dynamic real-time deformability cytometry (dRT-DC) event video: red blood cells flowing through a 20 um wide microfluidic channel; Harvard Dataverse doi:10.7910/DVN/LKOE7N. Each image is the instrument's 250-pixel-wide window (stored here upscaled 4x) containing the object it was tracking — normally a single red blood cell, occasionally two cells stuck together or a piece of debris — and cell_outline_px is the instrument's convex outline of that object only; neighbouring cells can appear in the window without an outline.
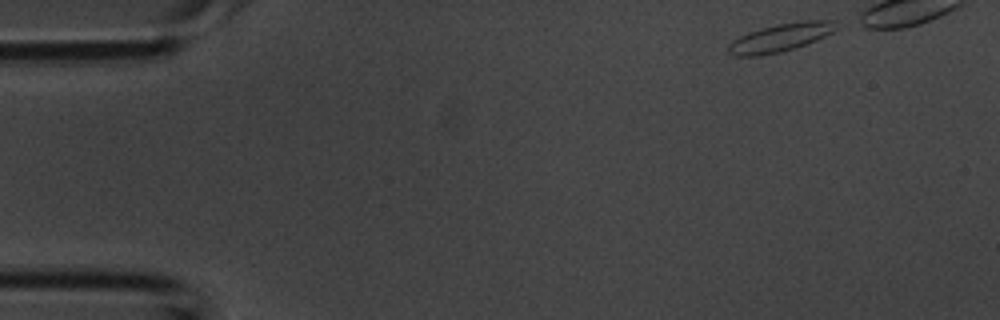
{"species": "common noctule bat (a hibernating species)", "species_latin": "Nyctalus noctula", "temperature_condition": "room temperature", "stored_images_in_passage": 8, "camera_frame_rate_fps": 3000, "um_per_image_px": 0.085, "animal": {"sex": "male", "body_mass_g": 20.1, "forearm_length_mm": 53.5}, "frame": {"image": 1, "passage_image": 1, "time_ms": 0.0, "image_size_px": [1000, 320], "cell_outline_px": [[836, 28], [832, 32], [816, 40], [796, 48], [780, 52], [760, 56], [736, 56], [728, 52], [728, 44], [732, 40], [748, 32], [760, 28], [776, 24], [796, 20], [836, 20]], "centroid_in_image_um": [66.32, 3.18], "position_along_channel_um": 18.7, "area_um2": 17.86}}